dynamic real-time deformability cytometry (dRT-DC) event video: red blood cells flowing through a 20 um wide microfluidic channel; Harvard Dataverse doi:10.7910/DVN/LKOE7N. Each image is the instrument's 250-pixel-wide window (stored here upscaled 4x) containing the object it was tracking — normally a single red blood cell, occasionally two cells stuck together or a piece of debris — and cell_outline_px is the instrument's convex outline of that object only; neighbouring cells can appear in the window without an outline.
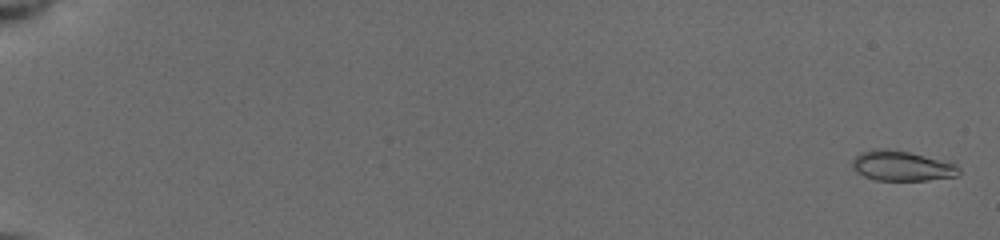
{"species": "common noctule bat (a hibernating species)", "species_latin": "Nyctalus noctula", "temperature_condition": "cold", "stored_images_in_passage": 40, "camera_frame_rate_fps": 3000, "um_per_image_px": 0.085, "animal": {"sex": "female", "body_mass_g": 19.5, "forearm_length_mm": 54.1}, "frame": {"image": 1, "passage_image": 3, "time_ms": 0.333, "image_size_px": [1000, 240], "cell_outline_px": [[960, 172], [956, 176], [928, 180], [876, 180], [864, 176], [856, 172], [852, 168], [852, 160], [860, 152], [876, 148], [884, 148], [908, 152], [956, 164], [960, 168]], "centroid_in_image_um": [76.61, 14.1], "position_along_channel_um": 8.4, "area_um2": 18.55}}
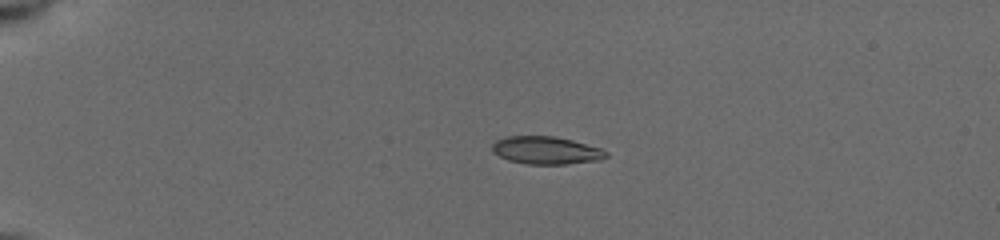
{"frame": {"image": 2, "passage_image": 28, "time_ms": 4.667, "image_size_px": [1000, 240], "cell_outline_px": [[608, 156], [600, 160], [568, 164], [528, 164], [508, 160], [492, 152], [492, 144], [496, 140], [508, 136], [556, 136], [572, 140], [600, 148], [608, 152]], "centroid_in_image_um": [46.42, 12.78], "position_along_channel_um": 38.6, "area_um2": 18.44}}